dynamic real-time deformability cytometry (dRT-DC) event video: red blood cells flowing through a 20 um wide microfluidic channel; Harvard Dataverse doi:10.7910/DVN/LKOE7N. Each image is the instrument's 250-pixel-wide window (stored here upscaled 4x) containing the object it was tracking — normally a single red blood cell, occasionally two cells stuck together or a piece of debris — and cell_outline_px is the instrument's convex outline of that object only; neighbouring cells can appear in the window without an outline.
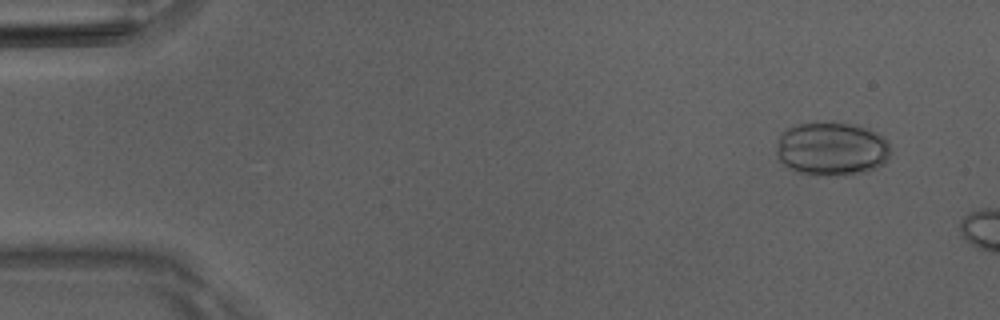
{"species": "Egyptian fruit bat (a non-hibernating species)", "species_latin": "Rousettus aegyptiacus", "temperature_condition": "room temperature", "stored_images_in_passage": 10, "camera_frame_rate_fps": 3000, "um_per_image_px": 0.085, "animal": {"sex": "male"}, "frame": {"image": 1, "passage_image": 4, "time_ms": 1.0, "image_size_px": [1000, 320], "cell_outline_px": [[888, 156], [884, 164], [868, 172], [844, 176], [832, 176], [800, 172], [788, 168], [780, 160], [776, 152], [776, 148], [780, 136], [788, 128], [800, 124], [816, 120], [832, 120], [852, 124], [868, 128], [884, 136], [888, 140]], "centroid_in_image_um": [70.72, 12.62], "position_along_channel_um": 14.3, "area_um2": 36.36}}